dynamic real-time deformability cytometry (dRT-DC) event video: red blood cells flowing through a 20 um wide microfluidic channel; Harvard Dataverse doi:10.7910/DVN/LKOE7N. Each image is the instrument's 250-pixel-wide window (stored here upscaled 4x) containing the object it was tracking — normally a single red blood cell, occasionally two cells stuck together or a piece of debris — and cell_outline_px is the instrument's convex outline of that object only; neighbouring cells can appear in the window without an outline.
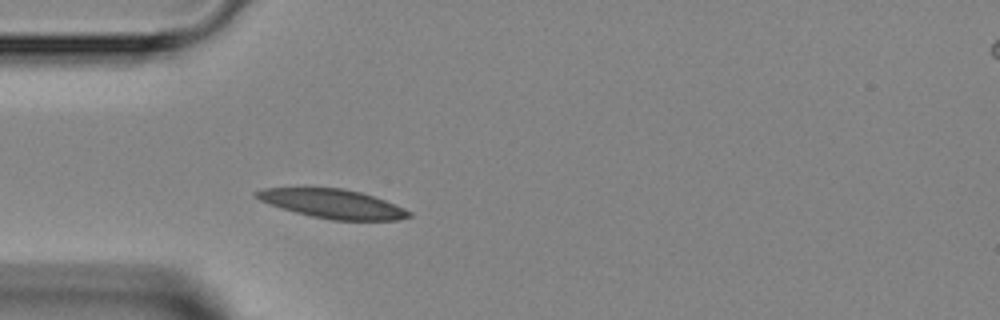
{"species": "Egyptian fruit bat (a non-hibernating species)", "species_latin": "Rousettus aegyptiacus", "temperature_condition": "room temperature", "stored_images_in_passage": 2, "camera_frame_rate_fps": 3000, "um_per_image_px": 0.085, "animal": {"sex": "female"}, "frame": {"image": 1, "passage_image": 1, "time_ms": 0.0, "image_size_px": [1000, 320], "cell_outline_px": [[412, 216], [396, 220], [332, 220], [312, 216], [280, 208], [268, 204], [252, 196], [252, 192], [264, 188], [344, 188], [360, 192], [384, 200], [404, 208], [412, 212]], "centroid_in_image_um": [28.23, 17.32], "position_along_channel_um": 56.8, "area_um2": 25.72}}